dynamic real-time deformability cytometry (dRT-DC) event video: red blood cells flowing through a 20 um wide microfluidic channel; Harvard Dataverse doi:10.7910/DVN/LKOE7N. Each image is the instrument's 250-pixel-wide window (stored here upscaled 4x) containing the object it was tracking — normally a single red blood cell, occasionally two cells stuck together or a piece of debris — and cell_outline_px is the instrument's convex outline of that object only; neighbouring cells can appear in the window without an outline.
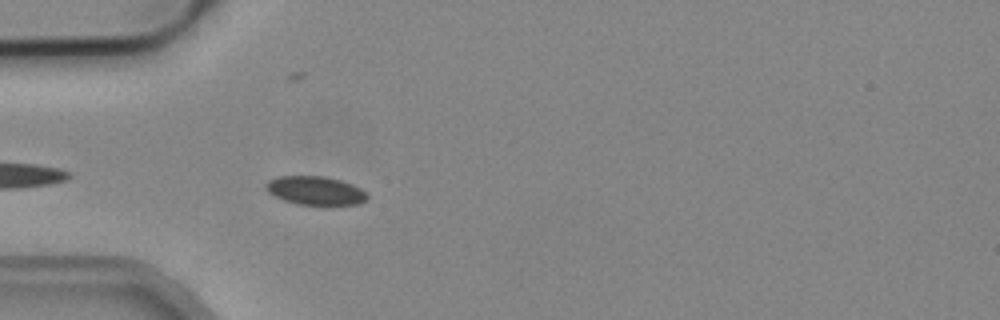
{"species": "common noctule bat (a hibernating species)", "species_latin": "Nyctalus noctula", "temperature_condition": "cold", "stored_images_in_passage": 4, "camera_frame_rate_fps": 3000, "um_per_image_px": 0.085, "animal": {"sex": "male", "body_mass_g": 19.2, "forearm_length_mm": 51.8}, "frame": {"image": 1, "passage_image": 4, "time_ms": 1.0, "image_size_px": [1000, 320], "cell_outline_px": [[368, 200], [360, 204], [296, 204], [284, 200], [268, 192], [264, 184], [268, 180], [280, 176], [324, 176], [340, 180], [352, 184], [360, 188], [368, 196]], "centroid_in_image_um": [26.8, 16.19], "position_along_channel_um": 58.2, "area_um2": 16.76}}